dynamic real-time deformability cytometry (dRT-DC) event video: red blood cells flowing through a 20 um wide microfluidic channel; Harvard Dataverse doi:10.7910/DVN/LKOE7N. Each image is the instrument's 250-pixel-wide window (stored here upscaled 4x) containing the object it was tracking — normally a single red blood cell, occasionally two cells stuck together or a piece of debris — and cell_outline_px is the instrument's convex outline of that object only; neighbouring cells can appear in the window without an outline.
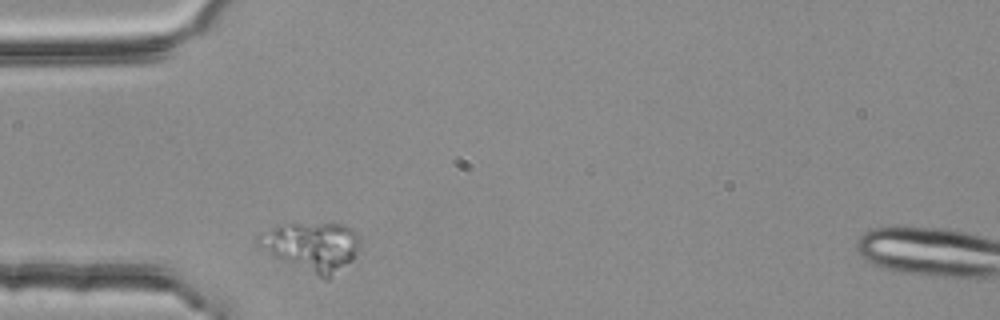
{"species": "common noctule bat (a hibernating species)", "species_latin": "Nyctalus noctula", "temperature_condition": "room temperature", "stored_images_in_passage": 2, "segment_of_instrument_passage": [1, 2], "camera_frame_rate_fps": 3000, "um_per_image_px": 0.085, "animal": {"sex": "female", "body_mass_g": 25.1}, "frame": {"image": 1, "passage_image": 1, "time_ms": 0.0, "image_size_px": [1000, 320], "cell_outline_px": [[360, 248], [352, 260], [328, 280], [324, 280], [272, 256], [256, 244], [256, 236], [280, 224], [340, 224], [352, 228], [360, 236]], "centroid_in_image_um": [26.53, 20.97], "position_along_channel_um": 58.5, "area_um2": 29.19}}